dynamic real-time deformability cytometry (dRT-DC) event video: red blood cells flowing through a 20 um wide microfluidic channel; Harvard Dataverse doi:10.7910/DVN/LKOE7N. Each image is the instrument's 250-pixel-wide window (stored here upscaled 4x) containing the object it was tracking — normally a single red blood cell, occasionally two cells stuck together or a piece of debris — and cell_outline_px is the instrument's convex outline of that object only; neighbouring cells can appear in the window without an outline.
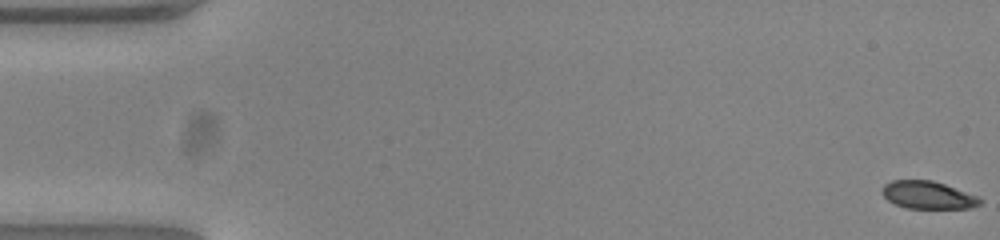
{"species": "common noctule bat (a hibernating species)", "species_latin": "Nyctalus noctula", "temperature_condition": "warm", "stored_images_in_passage": 48, "camera_frame_rate_fps": 3000, "um_per_image_px": 0.085, "animal": {"sex": "female", "body_mass_g": 23.0, "forearm_length_mm": 53.4}, "frame": {"image": 1, "passage_image": 1, "time_ms": 0.0, "image_size_px": [1000, 240], "cell_outline_px": [[984, 200], [980, 204], [972, 208], [904, 208], [888, 200], [880, 192], [880, 188], [884, 184], [892, 180], [932, 180], [944, 184], [976, 196]], "centroid_in_image_um": [78.83, 16.58], "position_along_channel_um": 6.2, "area_um2": 15.78}}
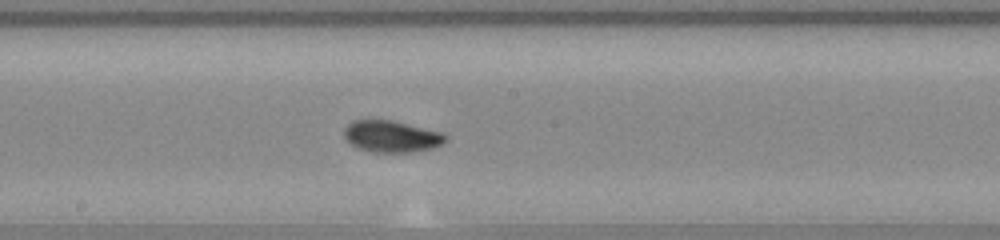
{"frame": {"image": 2, "passage_image": 29, "time_ms": 9.333, "image_size_px": [1000, 240], "cell_outline_px": [[448, 140], [444, 144], [432, 148], [416, 152], [372, 152], [360, 148], [352, 144], [344, 136], [344, 128], [352, 120], [392, 120], [444, 132], [448, 136]], "centroid_in_image_um": [33.35, 11.59], "position_along_channel_um": 214.8, "area_um2": 18.9}}
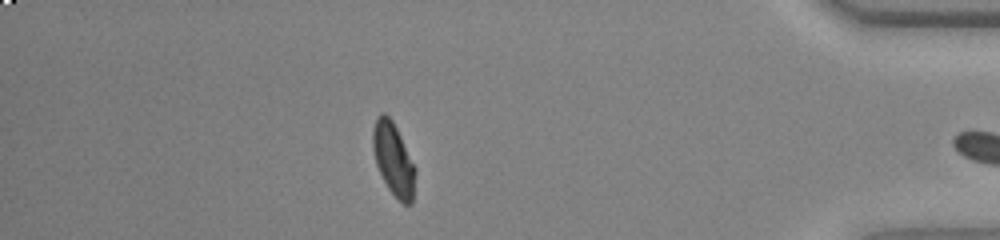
{"frame": {"image": 3, "passage_image": 47, "time_ms": 15.333, "image_size_px": [1000, 240], "cell_outline_px": [[416, 172], [412, 204], [404, 204], [388, 188], [376, 164], [372, 148], [372, 132], [376, 120], [380, 112], [384, 112], [392, 120], [416, 168]], "centroid_in_image_um": [33.44, 13.53], "position_along_channel_um": 401.8, "area_um2": 17.74}, "authors_computed_cell_mechanics": {"area_um2": 17.7735, "velocity_mm_per_s": 3.8579, "shape_relaxation_time_tau1_ms": 2.9708, "shape_relaxation_time_tau2_ms": 1.3735, "deformation_change_tau1": 0.1461, "deformation_change_tau2": 0.0517}}